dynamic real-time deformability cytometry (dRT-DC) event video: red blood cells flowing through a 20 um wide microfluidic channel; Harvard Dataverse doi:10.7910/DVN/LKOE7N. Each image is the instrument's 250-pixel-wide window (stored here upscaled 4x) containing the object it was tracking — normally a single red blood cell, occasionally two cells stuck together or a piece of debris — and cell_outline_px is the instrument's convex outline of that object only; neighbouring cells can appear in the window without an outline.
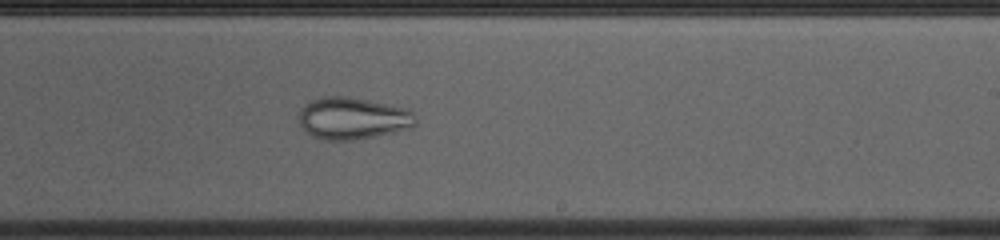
{"species": "common noctule bat (a hibernating species)", "species_latin": "Nyctalus noctula", "temperature_condition": "cold", "stored_images_in_passage": 45, "camera_frame_rate_fps": 3000, "um_per_image_px": 0.085, "animal": {"sex": "female", "body_mass_g": 23.0, "forearm_length_mm": 53.4}, "frame": {"image": 1, "passage_image": 23, "time_ms": 7.333, "image_size_px": [1000, 240], "cell_outline_px": [[416, 124], [412, 128], [376, 136], [352, 140], [324, 140], [312, 136], [300, 124], [300, 108], [304, 104], [312, 100], [324, 96], [348, 96], [408, 108], [412, 112], [416, 120]], "centroid_in_image_um": [30.0, 10.05], "position_along_channel_um": 259.0, "area_um2": 28.61}}
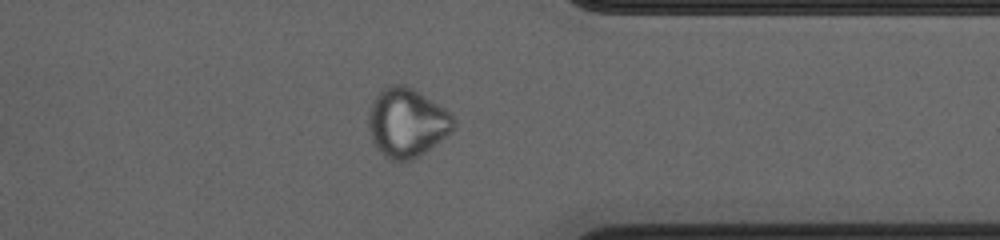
{"frame": {"image": 2, "passage_image": 33, "time_ms": 10.667, "image_size_px": [1000, 240], "cell_outline_px": [[456, 124], [452, 132], [424, 152], [412, 160], [392, 160], [384, 156], [376, 148], [372, 140], [368, 128], [368, 112], [376, 96], [388, 84], [404, 84], [412, 88], [444, 108], [456, 120]], "centroid_in_image_um": [34.57, 10.43], "position_along_channel_um": 376.8, "area_um2": 33.99}}
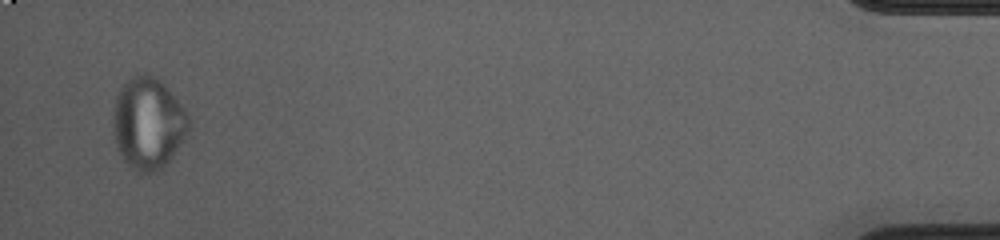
{"frame": {"image": 3, "passage_image": 43, "time_ms": 14.0, "image_size_px": [1000, 240], "cell_outline_px": [[188, 132], [168, 160], [160, 168], [148, 172], [140, 172], [132, 168], [120, 156], [116, 140], [112, 120], [116, 96], [124, 84], [128, 80], [144, 72], [160, 80], [168, 88], [184, 108], [188, 116]], "centroid_in_image_um": [12.58, 10.45], "position_along_channel_um": 422.6, "area_um2": 39.48}}